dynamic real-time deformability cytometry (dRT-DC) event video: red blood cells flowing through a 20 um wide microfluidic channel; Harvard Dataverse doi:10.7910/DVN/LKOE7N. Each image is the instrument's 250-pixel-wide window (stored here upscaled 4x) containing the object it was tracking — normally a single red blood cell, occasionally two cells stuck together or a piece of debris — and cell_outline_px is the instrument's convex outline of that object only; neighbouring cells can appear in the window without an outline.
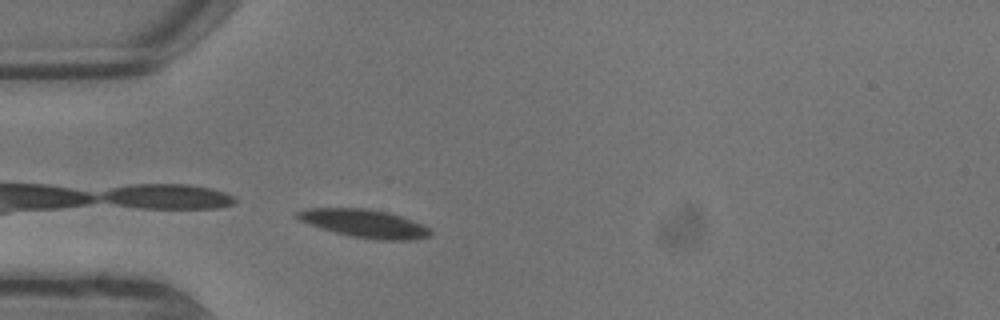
{"species": "common noctule bat (a hibernating species)", "species_latin": "Nyctalus noctula", "temperature_condition": "warm", "stored_images_in_passage": 2, "camera_frame_rate_fps": 3000, "um_per_image_px": 0.085, "animal": {"sex": "male", "body_mass_g": 13.3}, "frame": {"image": 1, "passage_image": 2, "time_ms": 0.333, "image_size_px": [1000, 320], "cell_outline_px": [[432, 232], [428, 236], [412, 240], [376, 240], [348, 236], [300, 220], [296, 216], [296, 212], [308, 208], [368, 208], [388, 212], [412, 220], [428, 228]], "centroid_in_image_um": [31.0, 18.99], "position_along_channel_um": 54.0, "area_um2": 21.5}}